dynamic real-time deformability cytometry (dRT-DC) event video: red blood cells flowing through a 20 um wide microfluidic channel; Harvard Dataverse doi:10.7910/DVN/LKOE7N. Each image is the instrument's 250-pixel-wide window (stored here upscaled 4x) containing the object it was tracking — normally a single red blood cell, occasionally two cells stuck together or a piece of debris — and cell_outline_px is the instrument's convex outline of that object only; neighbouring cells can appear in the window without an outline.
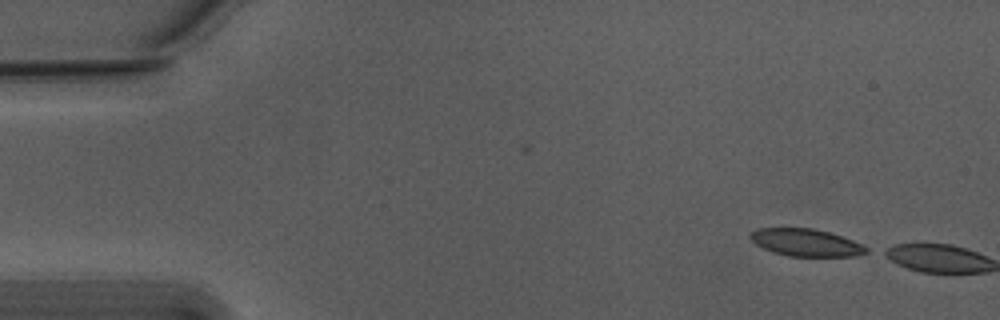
{"species": "Egyptian fruit bat (a non-hibernating species)", "species_latin": "Rousettus aegyptiacus", "temperature_condition": "warm", "stored_images_in_passage": 2, "camera_frame_rate_fps": 3000, "um_per_image_px": 0.085, "animal": {"sex": "male"}, "frame": {"image": 1, "passage_image": 2, "time_ms": 0.333, "image_size_px": [1000, 320], "cell_outline_px": [[872, 248], [868, 252], [856, 256], [788, 256], [772, 252], [756, 244], [748, 236], [756, 228], [812, 228], [828, 232], [864, 244]], "centroid_in_image_um": [68.54, 20.62], "position_along_channel_um": 16.5, "area_um2": 18.55}}